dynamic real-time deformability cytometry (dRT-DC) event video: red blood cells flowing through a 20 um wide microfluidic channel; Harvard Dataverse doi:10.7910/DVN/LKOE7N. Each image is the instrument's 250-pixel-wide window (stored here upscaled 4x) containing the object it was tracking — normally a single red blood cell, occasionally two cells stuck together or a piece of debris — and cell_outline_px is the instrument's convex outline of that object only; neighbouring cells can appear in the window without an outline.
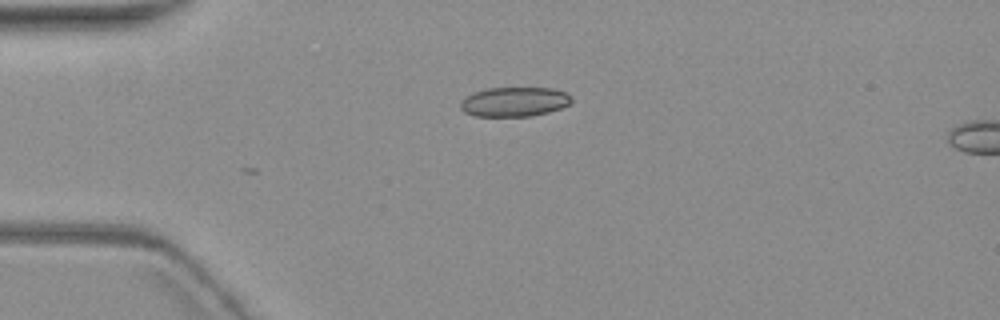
{"species": "common noctule bat (a hibernating species)", "species_latin": "Nyctalus noctula", "temperature_condition": "warm", "stored_images_in_passage": 5, "camera_frame_rate_fps": 3000, "um_per_image_px": 0.085, "animal": {"sex": "female", "body_mass_g": 19.3, "forearm_length_mm": 54.1}, "frame": {"image": 1, "passage_image": 5, "time_ms": 4.667, "image_size_px": [1000, 320], "cell_outline_px": [[572, 100], [568, 104], [560, 108], [548, 112], [528, 116], [476, 116], [464, 112], [460, 108], [460, 104], [464, 96], [488, 88], [552, 88], [564, 92], [572, 96]], "centroid_in_image_um": [43.7, 8.65], "position_along_channel_um": 41.3, "area_um2": 18.96}}